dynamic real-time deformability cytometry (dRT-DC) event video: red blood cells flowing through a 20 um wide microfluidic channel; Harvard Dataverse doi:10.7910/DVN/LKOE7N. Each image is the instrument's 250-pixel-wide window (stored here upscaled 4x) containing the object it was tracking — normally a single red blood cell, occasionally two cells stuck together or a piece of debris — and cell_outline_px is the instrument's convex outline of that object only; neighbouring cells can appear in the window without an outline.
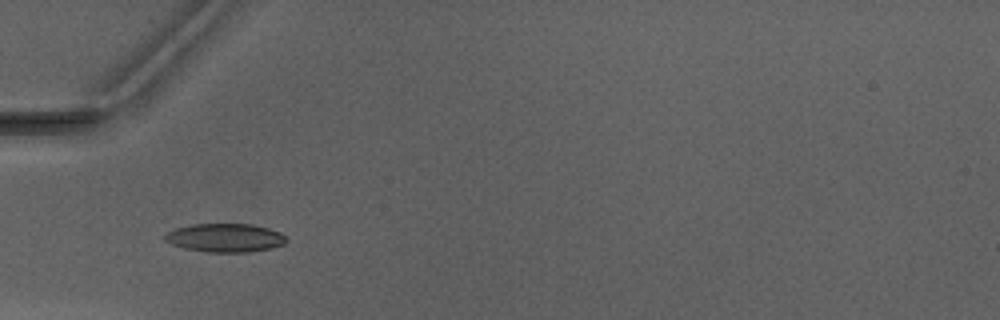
{"species": "Egyptian fruit bat (a non-hibernating species)", "species_latin": "Rousettus aegyptiacus", "temperature_condition": "warm", "stored_images_in_passage": 7, "camera_frame_rate_fps": 3000, "um_per_image_px": 0.085, "animal": {"sex": "male"}, "frame": {"image": 1, "passage_image": 5, "time_ms": 5.667, "image_size_px": [1000, 320], "cell_outline_px": [[288, 240], [284, 244], [272, 248], [248, 252], [208, 252], [184, 248], [172, 244], [164, 240], [164, 236], [168, 232], [176, 228], [192, 224], [252, 224], [268, 228], [280, 232]], "centroid_in_image_um": [19.15, 20.21], "position_along_channel_um": 65.9, "area_um2": 20.17}}
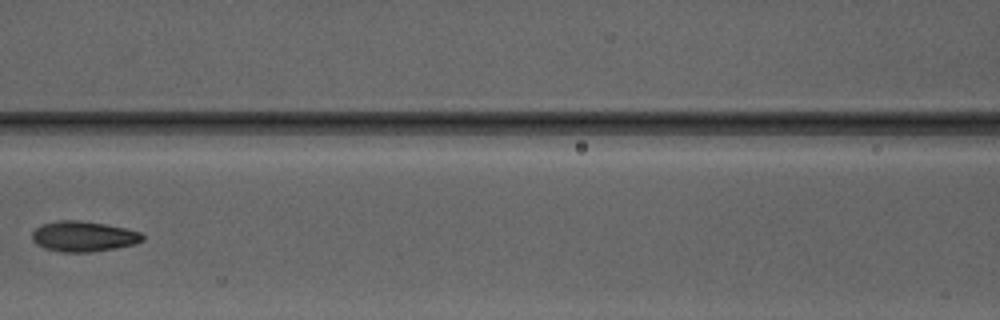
{"frame": {"image": 2, "passage_image": 7, "time_ms": 8.0, "image_size_px": [1000, 320], "cell_outline_px": [[144, 240], [132, 244], [116, 248], [88, 252], [64, 252], [44, 248], [36, 244], [32, 240], [32, 232], [40, 224], [60, 220], [80, 220], [104, 224], [124, 228], [140, 232], [144, 236]], "centroid_in_image_um": [7.06, 20.09], "position_along_channel_um": 159.5, "area_um2": 19.48}}